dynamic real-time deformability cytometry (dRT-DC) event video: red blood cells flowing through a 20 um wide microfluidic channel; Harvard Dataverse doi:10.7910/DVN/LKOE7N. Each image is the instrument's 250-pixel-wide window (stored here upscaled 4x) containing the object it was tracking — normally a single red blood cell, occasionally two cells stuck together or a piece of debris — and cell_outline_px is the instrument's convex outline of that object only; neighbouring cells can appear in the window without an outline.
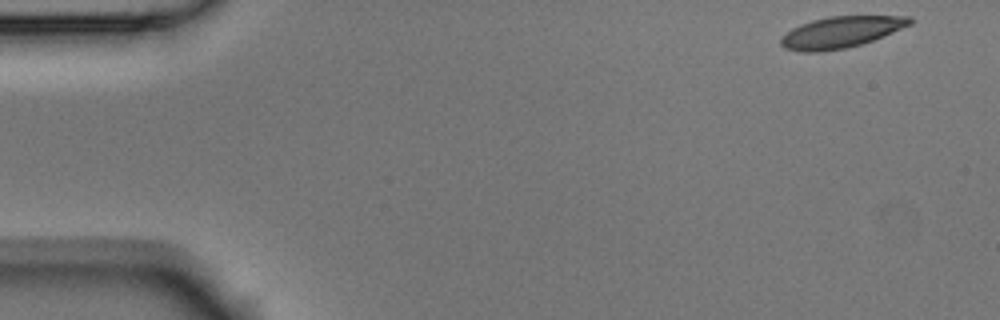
{"species": "Egyptian fruit bat (a non-hibernating species)", "species_latin": "Rousettus aegyptiacus", "temperature_condition": "room temperature", "stored_images_in_passage": 3, "camera_frame_rate_fps": 3000, "um_per_image_px": 0.085, "animal": {"sex": "male"}, "frame": {"image": 1, "passage_image": 1, "time_ms": 0.0, "image_size_px": [1000, 320], "cell_outline_px": [[912, 24], [872, 40], [860, 44], [844, 48], [820, 52], [800, 52], [784, 48], [780, 44], [780, 40], [792, 28], [800, 24], [812, 20], [828, 16], [912, 16]], "centroid_in_image_um": [71.46, 2.73], "position_along_channel_um": 13.5, "area_um2": 23.35}}